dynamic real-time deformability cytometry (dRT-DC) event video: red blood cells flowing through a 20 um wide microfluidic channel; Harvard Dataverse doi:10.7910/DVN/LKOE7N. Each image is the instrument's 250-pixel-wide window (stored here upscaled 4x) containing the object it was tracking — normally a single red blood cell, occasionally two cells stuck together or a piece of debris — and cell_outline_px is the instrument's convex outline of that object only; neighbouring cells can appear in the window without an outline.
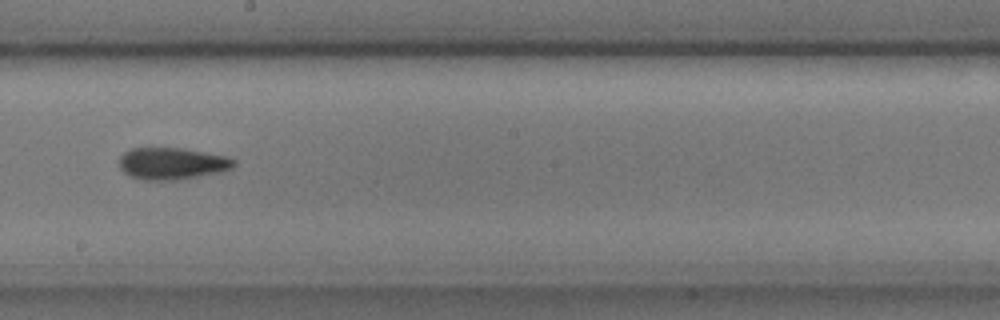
{"species": "common noctule bat (a hibernating species)", "species_latin": "Nyctalus noctula", "temperature_condition": "cold", "stored_images_in_passage": 8, "camera_frame_rate_fps": 3000, "um_per_image_px": 0.085, "animal": {"sex": "male", "body_mass_g": 17.9, "forearm_length_mm": 54.2}, "frame": {"image": 1, "passage_image": 6, "time_ms": 1.667, "image_size_px": [1000, 320], "cell_outline_px": [[236, 164], [232, 168], [220, 172], [176, 180], [144, 180], [128, 176], [120, 168], [120, 156], [124, 152], [132, 148], [184, 148], [224, 156], [236, 160]], "centroid_in_image_um": [14.61, 13.9], "position_along_channel_um": 233.6, "area_um2": 21.27}}